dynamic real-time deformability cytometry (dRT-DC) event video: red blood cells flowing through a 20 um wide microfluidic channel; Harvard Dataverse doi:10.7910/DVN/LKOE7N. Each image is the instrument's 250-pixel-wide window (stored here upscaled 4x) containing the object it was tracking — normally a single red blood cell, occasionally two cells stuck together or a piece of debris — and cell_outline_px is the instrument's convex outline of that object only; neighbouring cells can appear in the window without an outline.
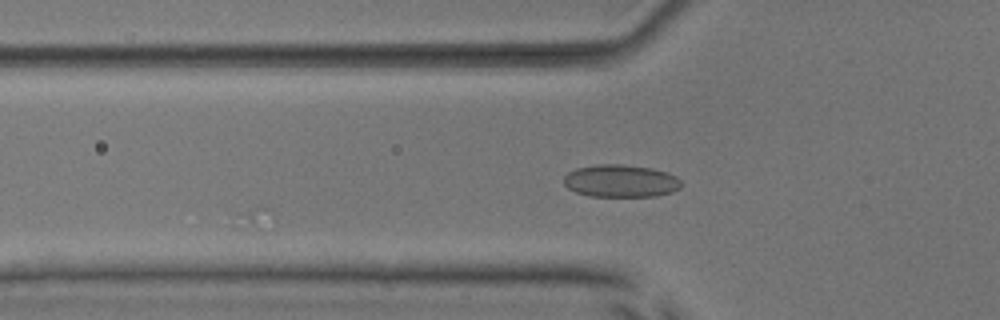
{"species": "common noctule bat (a hibernating species)", "species_latin": "Nyctalus noctula", "temperature_condition": "room temperature", "stored_images_in_passage": 7, "camera_frame_rate_fps": 3000, "um_per_image_px": 0.085, "animal": {"sex": "male", "body_mass_g": 17.9, "forearm_length_mm": 54.2}, "frame": {"image": 1, "passage_image": 6, "time_ms": 1.667, "image_size_px": [1000, 320], "cell_outline_px": [[680, 188], [672, 192], [656, 196], [588, 196], [576, 192], [568, 188], [564, 184], [564, 176], [568, 172], [576, 168], [596, 164], [624, 164], [652, 168], [668, 172], [676, 176], [680, 180]], "centroid_in_image_um": [52.76, 15.37], "position_along_channel_um": 73.0, "area_um2": 22.43}}
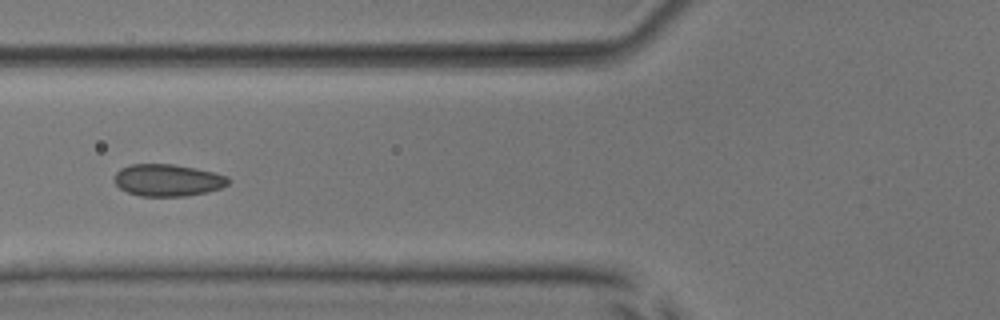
{"frame": {"image": 2, "passage_image": 7, "time_ms": 2.0, "image_size_px": [1000, 320], "cell_outline_px": [[232, 180], [228, 184], [220, 188], [208, 192], [184, 196], [140, 196], [128, 192], [120, 188], [116, 184], [116, 172], [120, 168], [132, 164], [172, 164], [196, 168], [228, 176]], "centroid_in_image_um": [14.29, 15.31], "position_along_channel_um": 111.5, "area_um2": 21.21}}